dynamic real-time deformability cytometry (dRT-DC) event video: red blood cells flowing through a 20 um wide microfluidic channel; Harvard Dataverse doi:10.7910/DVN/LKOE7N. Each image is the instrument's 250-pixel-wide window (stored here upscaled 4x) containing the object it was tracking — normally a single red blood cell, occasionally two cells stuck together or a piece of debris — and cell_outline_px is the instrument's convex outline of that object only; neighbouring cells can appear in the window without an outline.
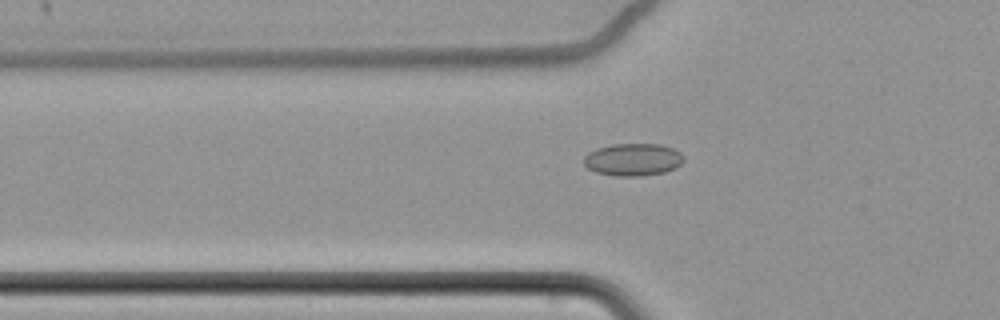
{"species": "common noctule bat (a hibernating species)", "species_latin": "Nyctalus noctula", "temperature_condition": "cold", "stored_images_in_passage": 63, "camera_frame_rate_fps": 3000, "um_per_image_px": 0.085, "animal": {"sex": "female", "body_mass_g": 22.7, "forearm_length_mm": 54.2}, "frame": {"image": 1, "passage_image": 24, "time_ms": 7.667, "image_size_px": [1000, 320], "cell_outline_px": [[684, 160], [676, 168], [664, 172], [640, 176], [616, 176], [596, 172], [588, 168], [584, 164], [584, 156], [588, 152], [596, 148], [612, 144], [660, 144], [672, 148], [680, 152], [684, 156]], "centroid_in_image_um": [53.8, 13.56], "position_along_channel_um": 72.0, "area_um2": 18.96}}
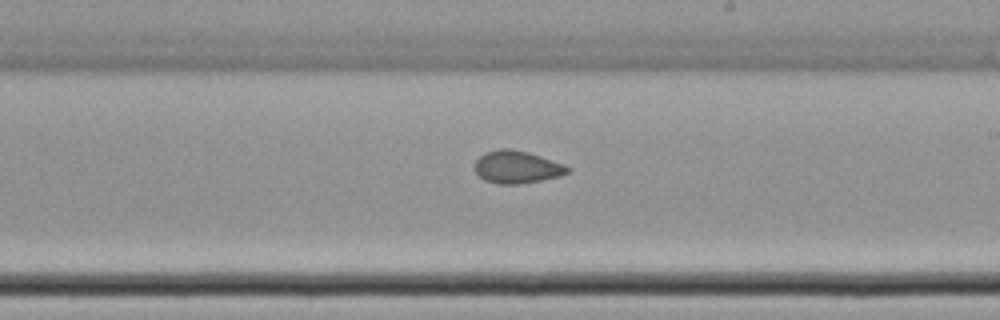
{"frame": {"image": 2, "passage_image": 39, "time_ms": 12.667, "image_size_px": [1000, 320], "cell_outline_px": [[572, 172], [560, 176], [520, 184], [500, 184], [484, 180], [476, 172], [476, 160], [484, 152], [500, 148], [508, 148], [528, 152], [564, 164], [572, 168]], "centroid_in_image_um": [43.97, 14.19], "position_along_channel_um": 245.0, "area_um2": 17.63}}
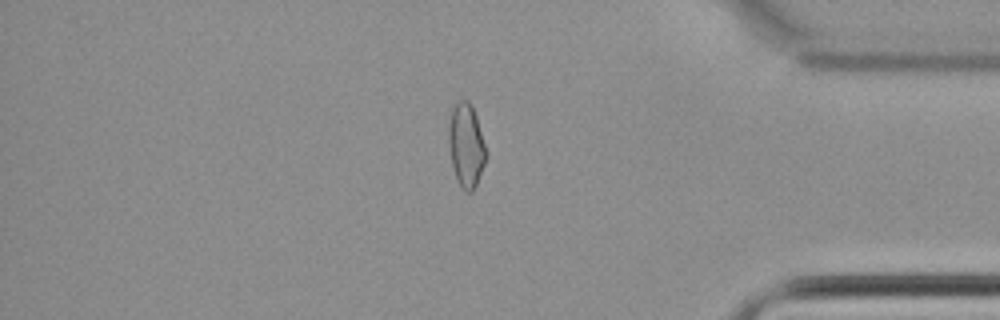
{"frame": {"image": 3, "passage_image": 54, "time_ms": 17.667, "image_size_px": [1000, 320], "cell_outline_px": [[488, 156], [476, 184], [472, 192], [464, 192], [460, 188], [456, 180], [452, 164], [448, 144], [448, 124], [452, 108], [460, 100], [468, 100], [472, 104], [476, 116]], "centroid_in_image_um": [39.61, 12.37], "position_along_channel_um": 395.6, "area_um2": 18.44}, "authors_computed_cell_mechanics": {"area_um2": 18.5538, "velocity_mm_per_s": 3.4894, "shape_relaxation_time_tau1_ms": null, "shape_relaxation_time_tau2_ms": 2.751, "deformation_change_tau1": null, "deformation_change_tau2": 0.0574}}